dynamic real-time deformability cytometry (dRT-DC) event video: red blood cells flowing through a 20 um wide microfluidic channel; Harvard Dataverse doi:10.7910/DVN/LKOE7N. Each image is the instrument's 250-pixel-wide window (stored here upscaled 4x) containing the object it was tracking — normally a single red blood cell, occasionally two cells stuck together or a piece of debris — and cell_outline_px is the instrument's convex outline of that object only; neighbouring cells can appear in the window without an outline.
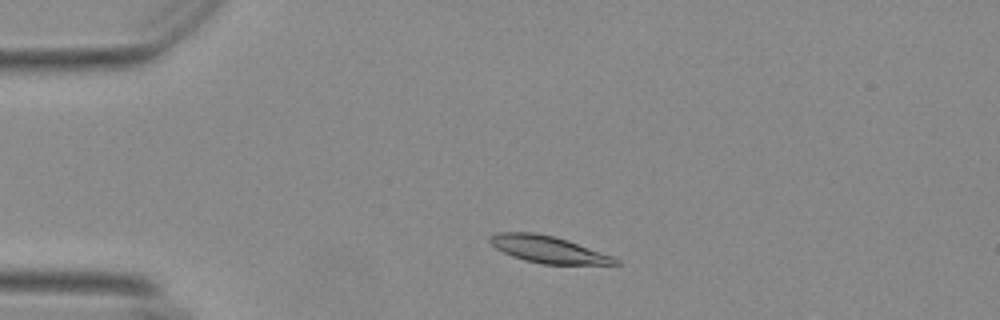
{"species": "Egyptian fruit bat (a non-hibernating species)", "species_latin": "Rousettus aegyptiacus", "temperature_condition": "warm", "stored_images_in_passage": 49, "camera_frame_rate_fps": 3000, "um_per_image_px": 0.085, "animal": {"sex": "female"}, "frame": {"image": 1, "passage_image": 6, "time_ms": 1.667, "image_size_px": [1000, 320], "cell_outline_px": [[620, 264], [540, 264], [524, 260], [512, 256], [496, 248], [488, 240], [492, 236], [500, 232], [532, 232], [552, 236], [568, 240], [612, 256], [620, 260]], "centroid_in_image_um": [46.6, 21.2], "position_along_channel_um": 38.4, "area_um2": 19.36}}
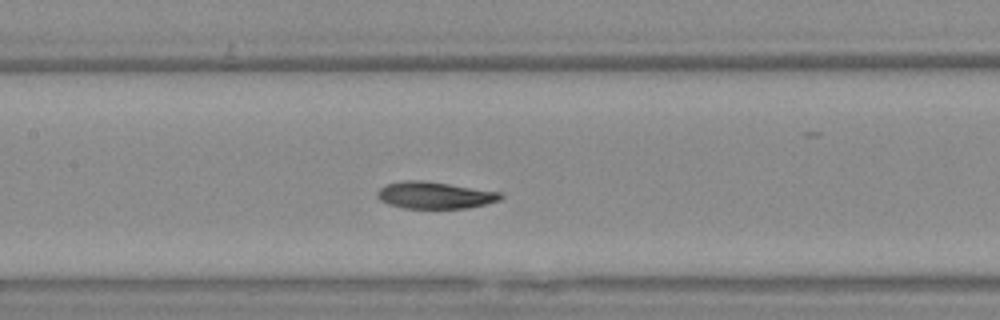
{"frame": {"image": 2, "passage_image": 20, "time_ms": 6.333, "image_size_px": [1000, 320], "cell_outline_px": [[504, 196], [500, 200], [468, 208], [404, 208], [388, 204], [380, 200], [376, 196], [376, 192], [380, 188], [388, 184], [408, 180], [420, 180], [448, 184], [500, 192]], "centroid_in_image_um": [36.93, 16.6], "position_along_channel_um": 170.5, "area_um2": 19.07}}
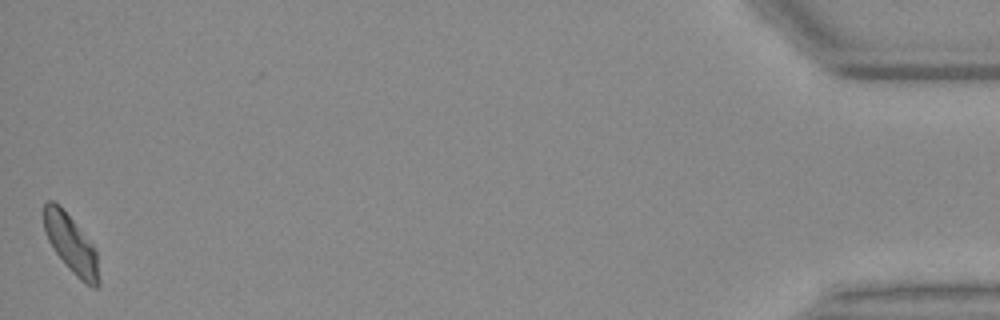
{"frame": {"image": 3, "passage_image": 49, "time_ms": 16.0, "image_size_px": [1000, 320], "cell_outline_px": [[100, 284], [96, 288], [92, 288], [84, 284], [68, 268], [56, 252], [48, 240], [44, 232], [44, 204], [48, 200], [52, 200], [72, 220], [92, 244], [96, 252], [100, 280]], "centroid_in_image_um": [6.06, 20.82], "position_along_channel_um": 429.1, "area_um2": 18.26}, "authors_computed_cell_mechanics": {"area_um2": 19.4208, "velocity_mm_per_s": 3.6442, "shape_relaxation_time_tau1_ms": 4.2328, "shape_relaxation_time_tau2_ms": 4.9356, "deformation_change_tau1": 0.1343, "deformation_change_tau2": 0.0884}}